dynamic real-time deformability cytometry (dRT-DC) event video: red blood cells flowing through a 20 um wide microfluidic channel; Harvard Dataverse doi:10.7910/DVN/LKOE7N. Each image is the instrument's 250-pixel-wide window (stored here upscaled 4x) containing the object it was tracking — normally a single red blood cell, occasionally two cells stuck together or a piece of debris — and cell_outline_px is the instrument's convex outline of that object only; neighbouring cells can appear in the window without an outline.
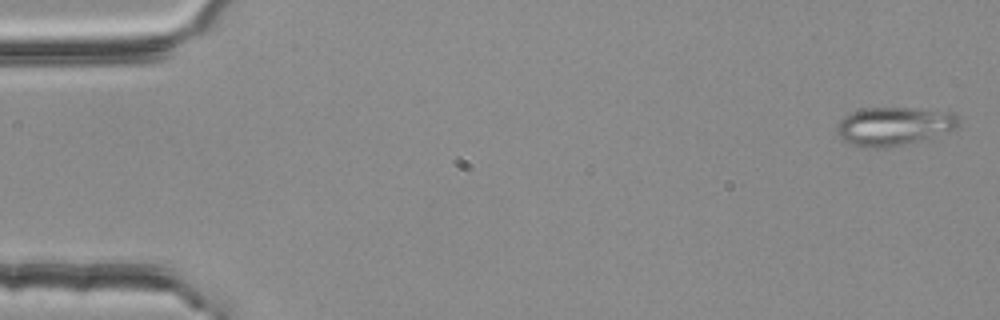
{"species": "common noctule bat (a hibernating species)", "species_latin": "Nyctalus noctula", "temperature_condition": "room temperature", "stored_images_in_passage": 3, "camera_frame_rate_fps": 3000, "um_per_image_px": 0.085, "animal": {"sex": "female", "body_mass_g": 25.1}, "frame": {"image": 1, "passage_image": 1, "time_ms": 0.0, "image_size_px": [1000, 320], "cell_outline_px": [[960, 124], [956, 128], [932, 140], [888, 148], [864, 148], [852, 144], [844, 140], [836, 132], [836, 124], [844, 116], [852, 112], [864, 108], [912, 108], [956, 112], [960, 116]], "centroid_in_image_um": [76.07, 10.75], "position_along_channel_um": 8.9, "area_um2": 28.26}}